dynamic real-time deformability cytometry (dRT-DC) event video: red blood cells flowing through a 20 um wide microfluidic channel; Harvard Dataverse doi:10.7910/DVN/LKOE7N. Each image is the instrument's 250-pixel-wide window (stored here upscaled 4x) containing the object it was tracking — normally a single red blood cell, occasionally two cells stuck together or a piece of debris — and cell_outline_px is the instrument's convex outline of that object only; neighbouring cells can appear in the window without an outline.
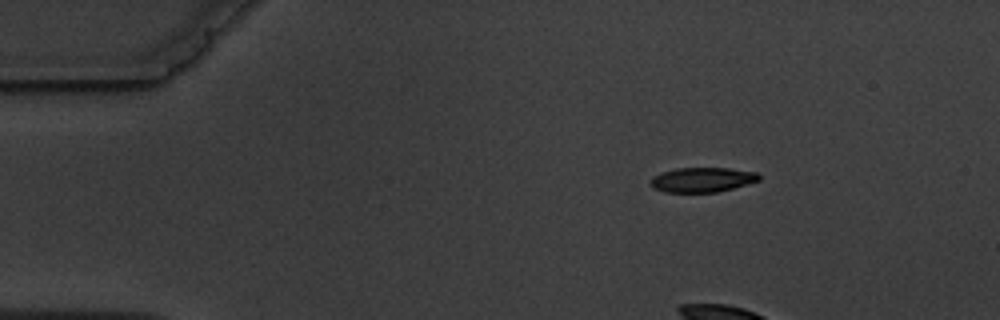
{"species": "common noctule bat (a hibernating species)", "species_latin": "Nyctalus noctula", "temperature_condition": "warm", "stored_images_in_passage": 3, "camera_frame_rate_fps": 3000, "um_per_image_px": 0.085, "animal": {"sex": "male", "body_mass_g": 19.5, "forearm_length_mm": 54.6}, "frame": {"image": 1, "passage_image": 3, "time_ms": 3.0, "image_size_px": [1000, 320], "cell_outline_px": [[760, 180], [732, 188], [716, 192], [664, 192], [652, 188], [648, 184], [652, 176], [660, 172], [676, 168], [728, 168], [756, 172], [760, 176]], "centroid_in_image_um": [59.62, 15.27], "position_along_channel_um": 25.4, "area_um2": 15.72}}